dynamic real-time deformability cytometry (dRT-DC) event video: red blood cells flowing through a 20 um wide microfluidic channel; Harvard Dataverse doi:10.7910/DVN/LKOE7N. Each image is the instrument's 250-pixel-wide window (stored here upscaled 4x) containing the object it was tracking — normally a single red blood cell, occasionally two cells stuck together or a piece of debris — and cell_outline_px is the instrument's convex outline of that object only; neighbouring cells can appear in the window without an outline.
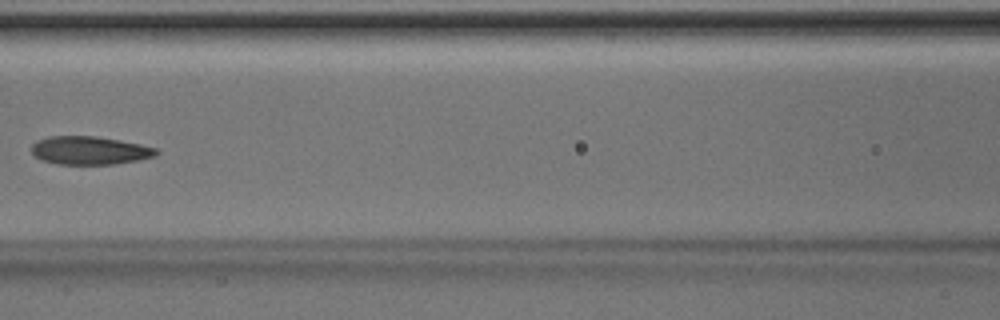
{"species": "Egyptian fruit bat (a non-hibernating species)", "species_latin": "Rousettus aegyptiacus", "temperature_condition": "room temperature", "stored_images_in_passage": 8, "camera_frame_rate_fps": 3000, "um_per_image_px": 0.085, "animal": {"sex": "male"}, "frame": {"image": 1, "passage_image": 7, "time_ms": 2.0, "image_size_px": [1000, 320], "cell_outline_px": [[160, 152], [156, 156], [116, 164], [56, 164], [44, 160], [36, 156], [32, 152], [32, 144], [36, 140], [48, 136], [96, 136], [120, 140], [140, 144], [156, 148]], "centroid_in_image_um": [7.63, 12.78], "position_along_channel_um": 159.0, "area_um2": 20.52}}